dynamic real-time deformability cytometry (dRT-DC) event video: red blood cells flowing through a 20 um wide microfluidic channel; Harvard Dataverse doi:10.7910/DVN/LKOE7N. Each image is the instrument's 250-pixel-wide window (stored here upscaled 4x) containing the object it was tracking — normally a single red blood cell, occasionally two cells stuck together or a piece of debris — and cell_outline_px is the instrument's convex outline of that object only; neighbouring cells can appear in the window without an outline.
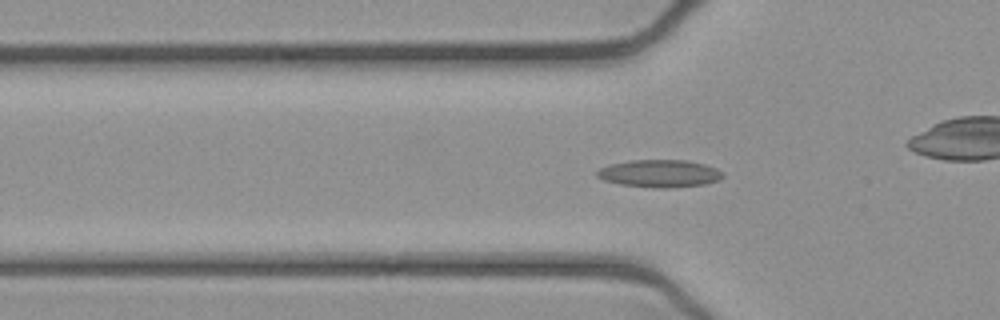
{"species": "common noctule bat (a hibernating species)", "species_latin": "Nyctalus noctula", "temperature_condition": "cold", "stored_images_in_passage": 53, "camera_frame_rate_fps": 3000, "um_per_image_px": 0.085, "animal": {"sex": "female", "body_mass_g": 21.9}, "frame": {"image": 1, "passage_image": 17, "time_ms": 5.333, "image_size_px": [1000, 320], "cell_outline_px": [[724, 176], [720, 180], [704, 184], [672, 188], [652, 188], [620, 184], [604, 180], [596, 176], [596, 172], [600, 168], [608, 164], [628, 160], [688, 160], [704, 164], [716, 168], [724, 172]], "centroid_in_image_um": [56.07, 14.75], "position_along_channel_um": 69.7, "area_um2": 20.46}}
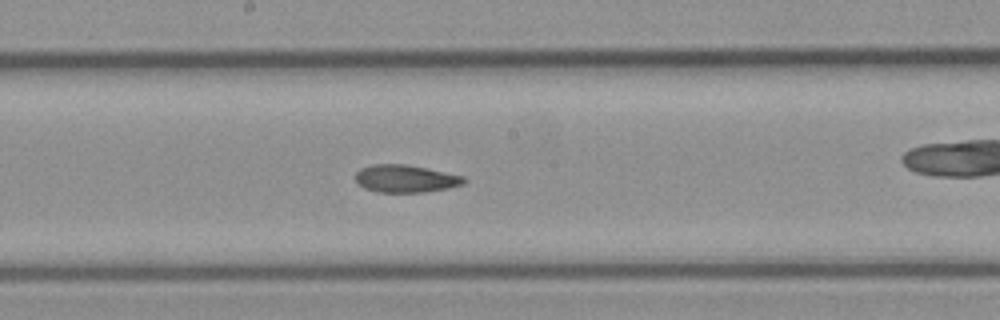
{"frame": {"image": 2, "passage_image": 28, "time_ms": 9.0, "image_size_px": [1000, 320], "cell_outline_px": [[468, 180], [464, 184], [448, 188], [424, 192], [380, 192], [364, 188], [356, 184], [356, 172], [360, 168], [372, 164], [404, 164], [428, 168], [464, 176]], "centroid_in_image_um": [34.48, 15.18], "position_along_channel_um": 213.7, "area_um2": 17.57}}
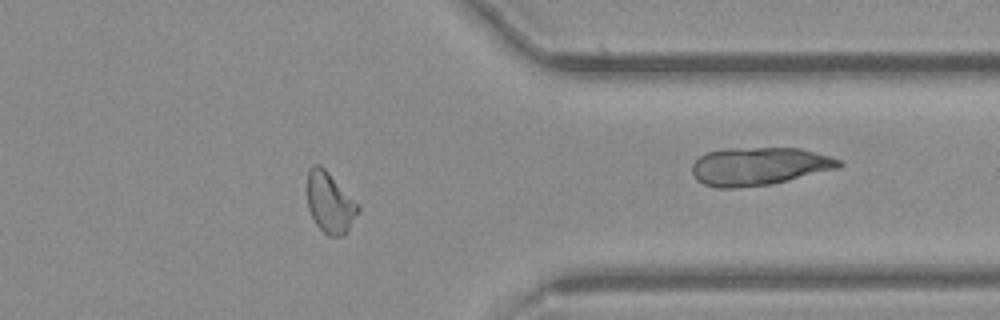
{"frame": {"image": 3, "passage_image": 42, "time_ms": 13.667, "image_size_px": [1000, 320], "cell_outline_px": [[360, 208], [348, 232], [344, 236], [328, 236], [316, 224], [308, 208], [308, 172], [312, 164], [320, 164], [360, 204]], "centroid_in_image_um": [28.07, 17.24], "position_along_channel_um": 383.3, "area_um2": 18.03}, "authors_computed_cell_mechanics": {"area_um2": 18.207, "velocity_mm_per_s": 3.891, "shape_relaxation_time_tau1_ms": null, "shape_relaxation_time_tau2_ms": 3.7008, "deformation_change_tau1": null, "deformation_change_tau2": 0.0896}}